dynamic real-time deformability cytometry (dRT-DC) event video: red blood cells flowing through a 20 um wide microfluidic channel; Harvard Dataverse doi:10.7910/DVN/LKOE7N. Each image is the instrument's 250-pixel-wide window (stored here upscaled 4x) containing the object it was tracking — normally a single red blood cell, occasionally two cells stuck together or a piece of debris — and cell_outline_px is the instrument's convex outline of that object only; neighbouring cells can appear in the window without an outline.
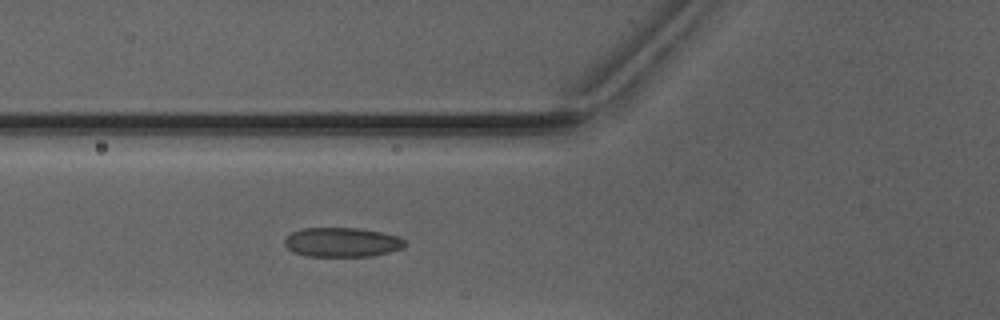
{"species": "Egyptian fruit bat (a non-hibernating species)", "species_latin": "Rousettus aegyptiacus", "temperature_condition": "warm", "stored_images_in_passage": 5, "camera_frame_rate_fps": 3000, "um_per_image_px": 0.085, "animal": {"sex": "male"}, "frame": {"image": 1, "passage_image": 5, "time_ms": 4.667, "image_size_px": [1000, 320], "cell_outline_px": [[408, 244], [404, 248], [372, 256], [304, 256], [292, 252], [284, 244], [284, 240], [292, 232], [304, 228], [356, 228], [380, 232], [396, 236], [404, 240]], "centroid_in_image_um": [29.06, 20.6], "position_along_channel_um": 96.7, "area_um2": 20.58}}